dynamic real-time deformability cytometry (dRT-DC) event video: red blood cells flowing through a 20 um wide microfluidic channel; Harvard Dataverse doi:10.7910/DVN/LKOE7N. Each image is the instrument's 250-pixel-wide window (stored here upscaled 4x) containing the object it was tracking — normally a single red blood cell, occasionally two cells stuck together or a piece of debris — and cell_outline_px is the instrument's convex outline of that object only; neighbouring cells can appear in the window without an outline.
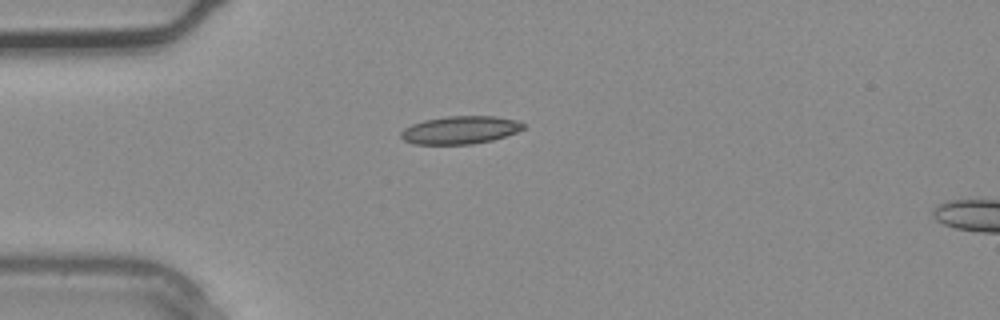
{"species": "common noctule bat (a hibernating species)", "species_latin": "Nyctalus noctula", "temperature_condition": "warm", "stored_images_in_passage": 4, "camera_frame_rate_fps": 3000, "um_per_image_px": 0.085, "animal": {"sex": "male", "body_mass_g": 20.4}, "frame": {"image": 1, "passage_image": 4, "time_ms": 1.0, "image_size_px": [1000, 320], "cell_outline_px": [[524, 128], [516, 132], [492, 140], [472, 144], [412, 144], [404, 140], [400, 136], [400, 132], [404, 128], [412, 124], [424, 120], [448, 116], [496, 116], [520, 120], [524, 124]], "centroid_in_image_um": [39.11, 11.04], "position_along_channel_um": 45.9, "area_um2": 19.94}}